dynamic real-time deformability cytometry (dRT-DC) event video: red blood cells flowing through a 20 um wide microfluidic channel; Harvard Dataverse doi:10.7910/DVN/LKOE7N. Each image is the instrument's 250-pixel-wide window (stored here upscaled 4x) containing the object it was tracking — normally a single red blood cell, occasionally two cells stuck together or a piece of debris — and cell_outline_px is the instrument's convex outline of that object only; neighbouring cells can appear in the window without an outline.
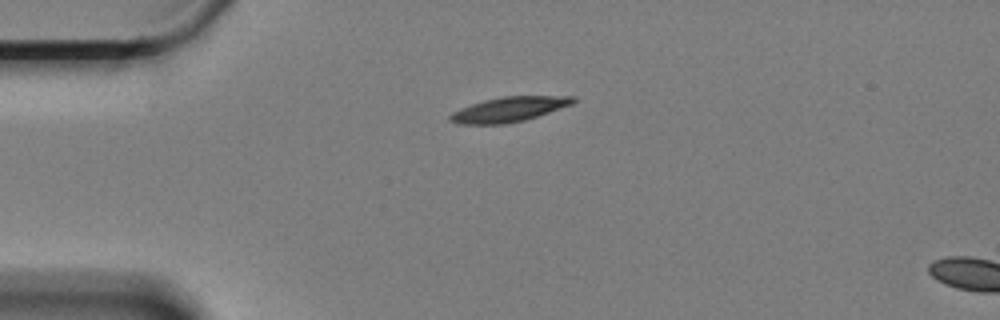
{"species": "Egyptian fruit bat (a non-hibernating species)", "species_latin": "Rousettus aegyptiacus", "temperature_condition": "cold", "stored_images_in_passage": 4, "camera_frame_rate_fps": 3000, "um_per_image_px": 0.085, "animal": {"sex": "female"}, "frame": {"image": 1, "passage_image": 1, "time_ms": 0.0, "image_size_px": [1000, 320], "cell_outline_px": [[576, 100], [572, 104], [524, 120], [504, 124], [460, 124], [448, 120], [448, 116], [452, 112], [460, 108], [484, 100], [504, 96], [576, 96]], "centroid_in_image_um": [43.23, 9.29], "position_along_channel_um": 41.8, "area_um2": 17.63}}